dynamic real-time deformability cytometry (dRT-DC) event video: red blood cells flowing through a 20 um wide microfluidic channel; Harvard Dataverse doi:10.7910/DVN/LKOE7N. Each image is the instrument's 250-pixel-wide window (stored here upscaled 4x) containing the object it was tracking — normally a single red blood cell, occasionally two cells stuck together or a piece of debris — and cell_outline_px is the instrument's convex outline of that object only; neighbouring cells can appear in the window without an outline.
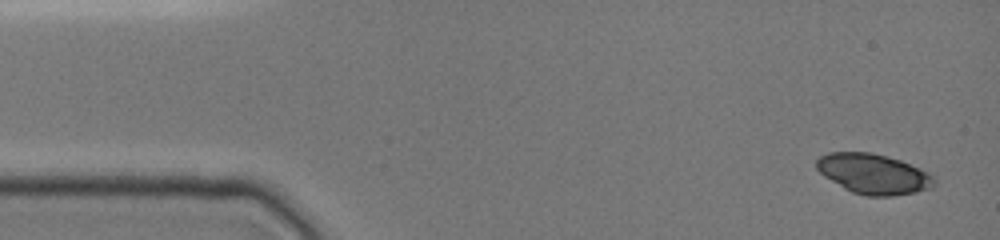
{"species": "common noctule bat (a hibernating species)", "species_latin": "Nyctalus noctula", "temperature_condition": "cold", "stored_images_in_passage": 16, "camera_frame_rate_fps": 3000, "um_per_image_px": 0.085, "animal": {"sex": "female", "body_mass_g": 19.0, "forearm_length_mm": 51.5}, "frame": {"image": 1, "passage_image": 1, "time_ms": 0.0, "image_size_px": [1000, 240], "cell_outline_px": [[936, 184], [932, 188], [916, 192], [892, 196], [868, 196], [852, 192], [844, 188], [824, 176], [816, 168], [816, 160], [820, 156], [828, 152], [872, 152], [900, 160], [920, 168], [928, 172], [936, 180]], "centroid_in_image_um": [74.26, 14.78], "position_along_channel_um": 10.7, "area_um2": 27.57}}
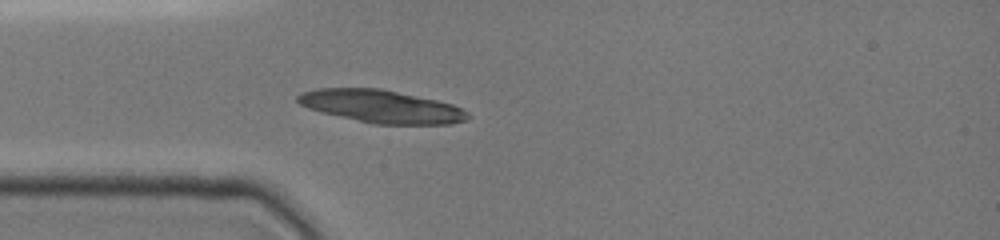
{"frame": {"image": 2, "passage_image": 7, "time_ms": 3.667, "image_size_px": [1000, 240], "cell_outline_px": [[472, 116], [468, 120], [452, 124], [372, 124], [320, 112], [308, 108], [300, 104], [296, 100], [296, 96], [300, 92], [316, 88], [380, 88], [436, 100], [452, 104], [468, 112]], "centroid_in_image_um": [32.4, 9.05], "position_along_channel_um": 52.6, "area_um2": 32.71}}
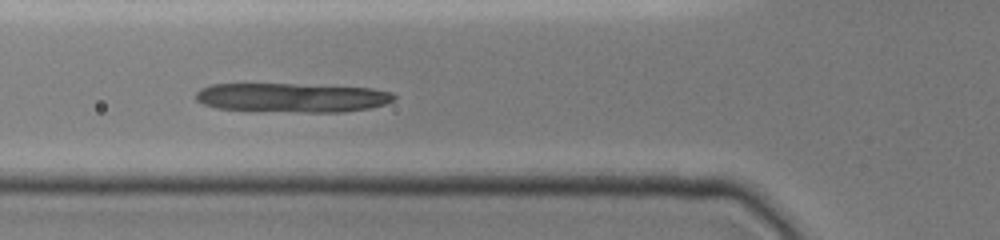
{"frame": {"image": 3, "passage_image": 10, "time_ms": 5.0, "image_size_px": [1000, 240], "cell_outline_px": [[396, 96], [392, 100], [384, 104], [372, 108], [344, 112], [304, 112], [216, 108], [204, 104], [196, 100], [196, 92], [200, 88], [212, 84], [292, 84], [372, 88], [392, 92]], "centroid_in_image_um": [24.84, 8.29], "position_along_channel_um": 101.0, "area_um2": 33.52}}